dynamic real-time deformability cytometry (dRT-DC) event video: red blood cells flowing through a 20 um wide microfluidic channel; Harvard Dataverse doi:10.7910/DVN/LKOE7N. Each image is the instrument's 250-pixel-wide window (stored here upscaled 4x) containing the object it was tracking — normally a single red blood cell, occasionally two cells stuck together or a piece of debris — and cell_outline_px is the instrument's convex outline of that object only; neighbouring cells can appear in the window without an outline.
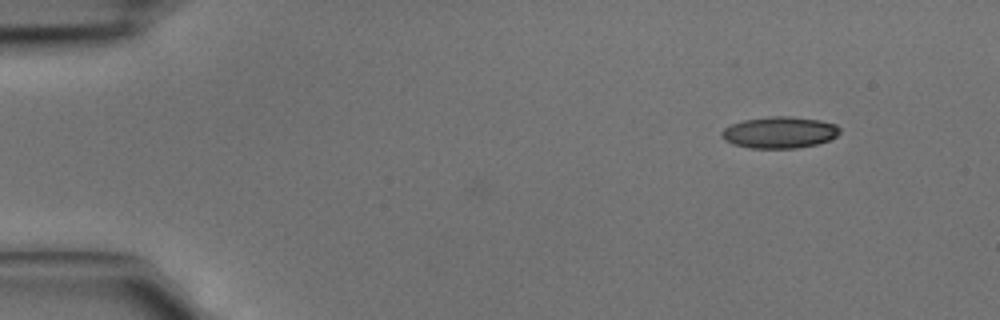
{"species": "common noctule bat (a hibernating species)", "species_latin": "Nyctalus noctula", "temperature_condition": "cold", "stored_images_in_passage": 3, "camera_frame_rate_fps": 3000, "um_per_image_px": 0.085, "animal": {"sex": "male", "body_mass_g": 15.6}, "frame": {"image": 1, "passage_image": 1, "time_ms": 0.0, "image_size_px": [1000, 320], "cell_outline_px": [[840, 132], [836, 136], [828, 140], [816, 144], [796, 148], [752, 148], [732, 144], [724, 140], [720, 136], [720, 132], [724, 128], [732, 124], [744, 120], [768, 116], [788, 116], [820, 120], [836, 124], [840, 128]], "centroid_in_image_um": [66.24, 11.25], "position_along_channel_um": 18.8, "area_um2": 21.73}}
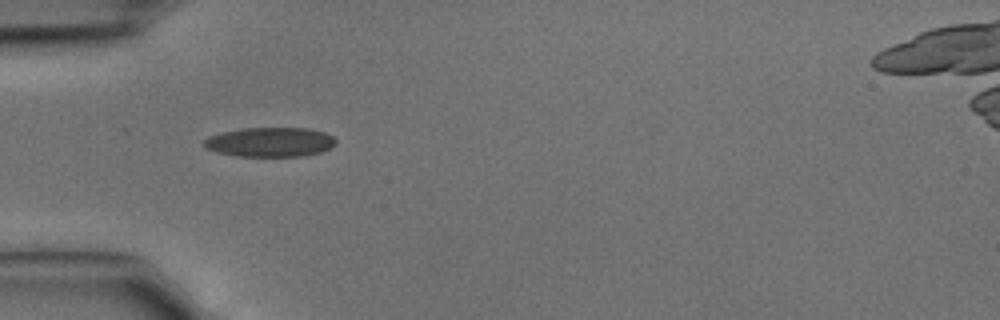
{"frame": {"image": 2, "passage_image": 3, "time_ms": 0.667, "image_size_px": [1000, 320], "cell_outline_px": [[336, 144], [332, 148], [320, 152], [304, 156], [236, 156], [216, 152], [208, 148], [204, 144], [204, 140], [208, 136], [224, 132], [244, 128], [308, 128], [324, 132], [332, 136], [336, 140]], "centroid_in_image_um": [23.0, 12.08], "position_along_channel_um": 62.0, "area_um2": 22.6}}